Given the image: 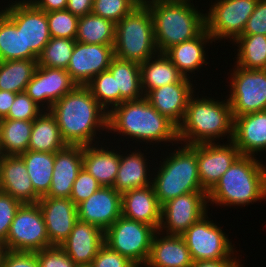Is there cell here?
I'll use <instances>...</instances> for the list:
<instances>
[{"instance_id":"cell-35","label":"cell","mask_w":266,"mask_h":267,"mask_svg":"<svg viewBox=\"0 0 266 267\" xmlns=\"http://www.w3.org/2000/svg\"><path fill=\"white\" fill-rule=\"evenodd\" d=\"M233 45L237 46V55L233 58L235 65L244 69H266L265 35L242 34Z\"/></svg>"},{"instance_id":"cell-30","label":"cell","mask_w":266,"mask_h":267,"mask_svg":"<svg viewBox=\"0 0 266 267\" xmlns=\"http://www.w3.org/2000/svg\"><path fill=\"white\" fill-rule=\"evenodd\" d=\"M141 86L144 95L167 84L181 82L185 76L165 53H157L140 64Z\"/></svg>"},{"instance_id":"cell-28","label":"cell","mask_w":266,"mask_h":267,"mask_svg":"<svg viewBox=\"0 0 266 267\" xmlns=\"http://www.w3.org/2000/svg\"><path fill=\"white\" fill-rule=\"evenodd\" d=\"M161 207L152 185L121 194L122 216L152 226L156 231L161 224Z\"/></svg>"},{"instance_id":"cell-54","label":"cell","mask_w":266,"mask_h":267,"mask_svg":"<svg viewBox=\"0 0 266 267\" xmlns=\"http://www.w3.org/2000/svg\"><path fill=\"white\" fill-rule=\"evenodd\" d=\"M139 4L149 5L156 2L194 1V0H138Z\"/></svg>"},{"instance_id":"cell-47","label":"cell","mask_w":266,"mask_h":267,"mask_svg":"<svg viewBox=\"0 0 266 267\" xmlns=\"http://www.w3.org/2000/svg\"><path fill=\"white\" fill-rule=\"evenodd\" d=\"M36 255L40 267H77L59 246H52L36 251Z\"/></svg>"},{"instance_id":"cell-39","label":"cell","mask_w":266,"mask_h":267,"mask_svg":"<svg viewBox=\"0 0 266 267\" xmlns=\"http://www.w3.org/2000/svg\"><path fill=\"white\" fill-rule=\"evenodd\" d=\"M75 42V39L51 37L38 57V65L66 70Z\"/></svg>"},{"instance_id":"cell-19","label":"cell","mask_w":266,"mask_h":267,"mask_svg":"<svg viewBox=\"0 0 266 267\" xmlns=\"http://www.w3.org/2000/svg\"><path fill=\"white\" fill-rule=\"evenodd\" d=\"M51 246H60L78 221L77 206L70 198L44 196L38 201Z\"/></svg>"},{"instance_id":"cell-32","label":"cell","mask_w":266,"mask_h":267,"mask_svg":"<svg viewBox=\"0 0 266 267\" xmlns=\"http://www.w3.org/2000/svg\"><path fill=\"white\" fill-rule=\"evenodd\" d=\"M66 146L57 121L50 111H43L33 120L28 150L56 153Z\"/></svg>"},{"instance_id":"cell-36","label":"cell","mask_w":266,"mask_h":267,"mask_svg":"<svg viewBox=\"0 0 266 267\" xmlns=\"http://www.w3.org/2000/svg\"><path fill=\"white\" fill-rule=\"evenodd\" d=\"M37 66L38 59L0 61V90L24 92Z\"/></svg>"},{"instance_id":"cell-12","label":"cell","mask_w":266,"mask_h":267,"mask_svg":"<svg viewBox=\"0 0 266 267\" xmlns=\"http://www.w3.org/2000/svg\"><path fill=\"white\" fill-rule=\"evenodd\" d=\"M205 11L208 34L214 43L227 40L232 44L242 35L247 20L253 14L259 0H214ZM230 40H229V39Z\"/></svg>"},{"instance_id":"cell-1","label":"cell","mask_w":266,"mask_h":267,"mask_svg":"<svg viewBox=\"0 0 266 267\" xmlns=\"http://www.w3.org/2000/svg\"><path fill=\"white\" fill-rule=\"evenodd\" d=\"M107 133H115L114 141L117 140L114 143L118 142L117 144H119L125 141L123 143L125 148L130 141H133L131 144L137 143V147L142 144L141 148H144V144L152 145L150 151L155 149L153 148L154 144H156L154 147L158 145L169 147L171 144L174 146V144L179 143L178 127L166 116L161 115L145 97L138 100L124 101L113 107L108 112ZM115 136L122 137L115 138ZM125 138L132 140L129 141Z\"/></svg>"},{"instance_id":"cell-21","label":"cell","mask_w":266,"mask_h":267,"mask_svg":"<svg viewBox=\"0 0 266 267\" xmlns=\"http://www.w3.org/2000/svg\"><path fill=\"white\" fill-rule=\"evenodd\" d=\"M119 146L120 162L113 188L117 192L122 194L129 190L150 186L153 176V170L151 171V166L153 167V161L156 158L155 156L154 158L153 156L152 158H149L150 156H147V154H150L152 152H142L143 149H141L140 147L138 149L137 146L133 147L135 149L132 148L131 150H124V148H122L121 150L122 146ZM147 157L153 160L151 161ZM149 161H151V163ZM150 164L152 165L150 166Z\"/></svg>"},{"instance_id":"cell-8","label":"cell","mask_w":266,"mask_h":267,"mask_svg":"<svg viewBox=\"0 0 266 267\" xmlns=\"http://www.w3.org/2000/svg\"><path fill=\"white\" fill-rule=\"evenodd\" d=\"M208 215L207 213L198 222L192 224L181 235L190 251L193 262L239 258V250H236L235 244L228 238V234L222 230L223 226L221 227V224L219 225L213 221L211 214L210 218Z\"/></svg>"},{"instance_id":"cell-15","label":"cell","mask_w":266,"mask_h":267,"mask_svg":"<svg viewBox=\"0 0 266 267\" xmlns=\"http://www.w3.org/2000/svg\"><path fill=\"white\" fill-rule=\"evenodd\" d=\"M76 86L67 70L38 65L24 92L44 111H49L56 101Z\"/></svg>"},{"instance_id":"cell-29","label":"cell","mask_w":266,"mask_h":267,"mask_svg":"<svg viewBox=\"0 0 266 267\" xmlns=\"http://www.w3.org/2000/svg\"><path fill=\"white\" fill-rule=\"evenodd\" d=\"M193 260L181 235H167L157 230L144 267H191Z\"/></svg>"},{"instance_id":"cell-18","label":"cell","mask_w":266,"mask_h":267,"mask_svg":"<svg viewBox=\"0 0 266 267\" xmlns=\"http://www.w3.org/2000/svg\"><path fill=\"white\" fill-rule=\"evenodd\" d=\"M195 79L185 77L181 82L150 90L145 98L161 115L166 116L178 127L185 117L190 97L196 90H199L198 94L200 92V89L196 88L198 84H193V81L198 83Z\"/></svg>"},{"instance_id":"cell-55","label":"cell","mask_w":266,"mask_h":267,"mask_svg":"<svg viewBox=\"0 0 266 267\" xmlns=\"http://www.w3.org/2000/svg\"><path fill=\"white\" fill-rule=\"evenodd\" d=\"M4 252H5L4 244L0 243V267H1V261H2V257H3Z\"/></svg>"},{"instance_id":"cell-52","label":"cell","mask_w":266,"mask_h":267,"mask_svg":"<svg viewBox=\"0 0 266 267\" xmlns=\"http://www.w3.org/2000/svg\"><path fill=\"white\" fill-rule=\"evenodd\" d=\"M240 261L239 258L194 261L191 267H235Z\"/></svg>"},{"instance_id":"cell-34","label":"cell","mask_w":266,"mask_h":267,"mask_svg":"<svg viewBox=\"0 0 266 267\" xmlns=\"http://www.w3.org/2000/svg\"><path fill=\"white\" fill-rule=\"evenodd\" d=\"M33 121L0 119L2 155H20L28 150Z\"/></svg>"},{"instance_id":"cell-20","label":"cell","mask_w":266,"mask_h":267,"mask_svg":"<svg viewBox=\"0 0 266 267\" xmlns=\"http://www.w3.org/2000/svg\"><path fill=\"white\" fill-rule=\"evenodd\" d=\"M78 220L93 224L104 232L122 215L121 193L101 186L77 206Z\"/></svg>"},{"instance_id":"cell-50","label":"cell","mask_w":266,"mask_h":267,"mask_svg":"<svg viewBox=\"0 0 266 267\" xmlns=\"http://www.w3.org/2000/svg\"><path fill=\"white\" fill-rule=\"evenodd\" d=\"M94 0H67V10L81 17L92 13Z\"/></svg>"},{"instance_id":"cell-27","label":"cell","mask_w":266,"mask_h":267,"mask_svg":"<svg viewBox=\"0 0 266 267\" xmlns=\"http://www.w3.org/2000/svg\"><path fill=\"white\" fill-rule=\"evenodd\" d=\"M213 42L205 28L197 37L172 46L165 54L185 77L192 79L196 75L195 73H198L199 70L201 73L202 67L204 65L206 67L210 63L206 49Z\"/></svg>"},{"instance_id":"cell-48","label":"cell","mask_w":266,"mask_h":267,"mask_svg":"<svg viewBox=\"0 0 266 267\" xmlns=\"http://www.w3.org/2000/svg\"><path fill=\"white\" fill-rule=\"evenodd\" d=\"M1 267H40L36 252L5 250Z\"/></svg>"},{"instance_id":"cell-56","label":"cell","mask_w":266,"mask_h":267,"mask_svg":"<svg viewBox=\"0 0 266 267\" xmlns=\"http://www.w3.org/2000/svg\"><path fill=\"white\" fill-rule=\"evenodd\" d=\"M244 265L242 264V261L239 262L235 267H243Z\"/></svg>"},{"instance_id":"cell-16","label":"cell","mask_w":266,"mask_h":267,"mask_svg":"<svg viewBox=\"0 0 266 267\" xmlns=\"http://www.w3.org/2000/svg\"><path fill=\"white\" fill-rule=\"evenodd\" d=\"M113 58L112 45L76 41L66 70L77 85L86 86L93 77L108 70Z\"/></svg>"},{"instance_id":"cell-43","label":"cell","mask_w":266,"mask_h":267,"mask_svg":"<svg viewBox=\"0 0 266 267\" xmlns=\"http://www.w3.org/2000/svg\"><path fill=\"white\" fill-rule=\"evenodd\" d=\"M43 111L30 96L25 92H20L16 94L8 115L3 119L33 121Z\"/></svg>"},{"instance_id":"cell-2","label":"cell","mask_w":266,"mask_h":267,"mask_svg":"<svg viewBox=\"0 0 266 267\" xmlns=\"http://www.w3.org/2000/svg\"><path fill=\"white\" fill-rule=\"evenodd\" d=\"M49 111L55 117L67 145L85 146L105 142L102 135L106 137L107 134L108 112L87 86L77 85L56 101Z\"/></svg>"},{"instance_id":"cell-49","label":"cell","mask_w":266,"mask_h":267,"mask_svg":"<svg viewBox=\"0 0 266 267\" xmlns=\"http://www.w3.org/2000/svg\"><path fill=\"white\" fill-rule=\"evenodd\" d=\"M242 34H262L266 36V0L258 1Z\"/></svg>"},{"instance_id":"cell-51","label":"cell","mask_w":266,"mask_h":267,"mask_svg":"<svg viewBox=\"0 0 266 267\" xmlns=\"http://www.w3.org/2000/svg\"><path fill=\"white\" fill-rule=\"evenodd\" d=\"M37 9L52 12L65 10L67 8V0H29Z\"/></svg>"},{"instance_id":"cell-22","label":"cell","mask_w":266,"mask_h":267,"mask_svg":"<svg viewBox=\"0 0 266 267\" xmlns=\"http://www.w3.org/2000/svg\"><path fill=\"white\" fill-rule=\"evenodd\" d=\"M233 118L232 142L241 155L258 157L266 153V110Z\"/></svg>"},{"instance_id":"cell-24","label":"cell","mask_w":266,"mask_h":267,"mask_svg":"<svg viewBox=\"0 0 266 267\" xmlns=\"http://www.w3.org/2000/svg\"><path fill=\"white\" fill-rule=\"evenodd\" d=\"M0 191L24 203H38L40 197L19 155H2L0 160Z\"/></svg>"},{"instance_id":"cell-42","label":"cell","mask_w":266,"mask_h":267,"mask_svg":"<svg viewBox=\"0 0 266 267\" xmlns=\"http://www.w3.org/2000/svg\"><path fill=\"white\" fill-rule=\"evenodd\" d=\"M138 5V0H94L92 13L117 24Z\"/></svg>"},{"instance_id":"cell-9","label":"cell","mask_w":266,"mask_h":267,"mask_svg":"<svg viewBox=\"0 0 266 267\" xmlns=\"http://www.w3.org/2000/svg\"><path fill=\"white\" fill-rule=\"evenodd\" d=\"M156 230L147 224L120 216L105 232L104 243L127 257L137 267H144Z\"/></svg>"},{"instance_id":"cell-46","label":"cell","mask_w":266,"mask_h":267,"mask_svg":"<svg viewBox=\"0 0 266 267\" xmlns=\"http://www.w3.org/2000/svg\"><path fill=\"white\" fill-rule=\"evenodd\" d=\"M92 267H137L127 257L112 250L105 243L100 247L97 255L94 257Z\"/></svg>"},{"instance_id":"cell-7","label":"cell","mask_w":266,"mask_h":267,"mask_svg":"<svg viewBox=\"0 0 266 267\" xmlns=\"http://www.w3.org/2000/svg\"><path fill=\"white\" fill-rule=\"evenodd\" d=\"M114 57L138 64L158 53L154 23L147 5L139 4L115 25Z\"/></svg>"},{"instance_id":"cell-11","label":"cell","mask_w":266,"mask_h":267,"mask_svg":"<svg viewBox=\"0 0 266 267\" xmlns=\"http://www.w3.org/2000/svg\"><path fill=\"white\" fill-rule=\"evenodd\" d=\"M7 3V5H2ZM0 4L1 11L22 31L24 59H38L50 40L46 12L29 0H9Z\"/></svg>"},{"instance_id":"cell-37","label":"cell","mask_w":266,"mask_h":267,"mask_svg":"<svg viewBox=\"0 0 266 267\" xmlns=\"http://www.w3.org/2000/svg\"><path fill=\"white\" fill-rule=\"evenodd\" d=\"M115 25L93 13L79 17L76 41L85 44H104L114 46Z\"/></svg>"},{"instance_id":"cell-31","label":"cell","mask_w":266,"mask_h":267,"mask_svg":"<svg viewBox=\"0 0 266 267\" xmlns=\"http://www.w3.org/2000/svg\"><path fill=\"white\" fill-rule=\"evenodd\" d=\"M108 71L115 78L116 106L145 97L141 86L140 64L114 57Z\"/></svg>"},{"instance_id":"cell-26","label":"cell","mask_w":266,"mask_h":267,"mask_svg":"<svg viewBox=\"0 0 266 267\" xmlns=\"http://www.w3.org/2000/svg\"><path fill=\"white\" fill-rule=\"evenodd\" d=\"M108 136L109 135L106 137L107 139H103L106 140L105 143L101 142L83 146V168H85L101 186L113 187L119 169L120 147L116 145L114 148L113 145H108Z\"/></svg>"},{"instance_id":"cell-3","label":"cell","mask_w":266,"mask_h":267,"mask_svg":"<svg viewBox=\"0 0 266 267\" xmlns=\"http://www.w3.org/2000/svg\"><path fill=\"white\" fill-rule=\"evenodd\" d=\"M202 92L205 96L195 92L189 99L183 122L178 126L179 144L220 143L226 138V142L232 141L234 118L227 97L216 99Z\"/></svg>"},{"instance_id":"cell-14","label":"cell","mask_w":266,"mask_h":267,"mask_svg":"<svg viewBox=\"0 0 266 267\" xmlns=\"http://www.w3.org/2000/svg\"><path fill=\"white\" fill-rule=\"evenodd\" d=\"M210 210L206 191H194L178 196L161 207L159 231L167 235H182Z\"/></svg>"},{"instance_id":"cell-33","label":"cell","mask_w":266,"mask_h":267,"mask_svg":"<svg viewBox=\"0 0 266 267\" xmlns=\"http://www.w3.org/2000/svg\"><path fill=\"white\" fill-rule=\"evenodd\" d=\"M27 167L35 193L44 197L50 190L55 153L27 150L19 155Z\"/></svg>"},{"instance_id":"cell-45","label":"cell","mask_w":266,"mask_h":267,"mask_svg":"<svg viewBox=\"0 0 266 267\" xmlns=\"http://www.w3.org/2000/svg\"><path fill=\"white\" fill-rule=\"evenodd\" d=\"M21 202L0 191V243H5L11 223Z\"/></svg>"},{"instance_id":"cell-17","label":"cell","mask_w":266,"mask_h":267,"mask_svg":"<svg viewBox=\"0 0 266 267\" xmlns=\"http://www.w3.org/2000/svg\"><path fill=\"white\" fill-rule=\"evenodd\" d=\"M240 156L232 141L197 144L198 174L202 188L208 193Z\"/></svg>"},{"instance_id":"cell-41","label":"cell","mask_w":266,"mask_h":267,"mask_svg":"<svg viewBox=\"0 0 266 267\" xmlns=\"http://www.w3.org/2000/svg\"><path fill=\"white\" fill-rule=\"evenodd\" d=\"M50 37L76 39L79 17L67 9L46 12Z\"/></svg>"},{"instance_id":"cell-25","label":"cell","mask_w":266,"mask_h":267,"mask_svg":"<svg viewBox=\"0 0 266 267\" xmlns=\"http://www.w3.org/2000/svg\"><path fill=\"white\" fill-rule=\"evenodd\" d=\"M104 244V231L96 225L78 220L67 239L59 246L77 265H91Z\"/></svg>"},{"instance_id":"cell-57","label":"cell","mask_w":266,"mask_h":267,"mask_svg":"<svg viewBox=\"0 0 266 267\" xmlns=\"http://www.w3.org/2000/svg\"><path fill=\"white\" fill-rule=\"evenodd\" d=\"M77 267H92L91 265H80V266H77Z\"/></svg>"},{"instance_id":"cell-6","label":"cell","mask_w":266,"mask_h":267,"mask_svg":"<svg viewBox=\"0 0 266 267\" xmlns=\"http://www.w3.org/2000/svg\"><path fill=\"white\" fill-rule=\"evenodd\" d=\"M193 3L175 1L147 5L152 14L155 44L159 53L197 37L206 28V12L202 7L198 8V3Z\"/></svg>"},{"instance_id":"cell-10","label":"cell","mask_w":266,"mask_h":267,"mask_svg":"<svg viewBox=\"0 0 266 267\" xmlns=\"http://www.w3.org/2000/svg\"><path fill=\"white\" fill-rule=\"evenodd\" d=\"M226 78V94L233 117L266 110V69H244L232 65Z\"/></svg>"},{"instance_id":"cell-23","label":"cell","mask_w":266,"mask_h":267,"mask_svg":"<svg viewBox=\"0 0 266 267\" xmlns=\"http://www.w3.org/2000/svg\"><path fill=\"white\" fill-rule=\"evenodd\" d=\"M83 168V146L67 145L55 153L50 190L46 196L70 198L73 183Z\"/></svg>"},{"instance_id":"cell-13","label":"cell","mask_w":266,"mask_h":267,"mask_svg":"<svg viewBox=\"0 0 266 267\" xmlns=\"http://www.w3.org/2000/svg\"><path fill=\"white\" fill-rule=\"evenodd\" d=\"M5 250L36 252L52 247L38 203H24L11 223Z\"/></svg>"},{"instance_id":"cell-44","label":"cell","mask_w":266,"mask_h":267,"mask_svg":"<svg viewBox=\"0 0 266 267\" xmlns=\"http://www.w3.org/2000/svg\"><path fill=\"white\" fill-rule=\"evenodd\" d=\"M100 187L98 181L85 168H82L73 183L70 199L78 206Z\"/></svg>"},{"instance_id":"cell-38","label":"cell","mask_w":266,"mask_h":267,"mask_svg":"<svg viewBox=\"0 0 266 267\" xmlns=\"http://www.w3.org/2000/svg\"><path fill=\"white\" fill-rule=\"evenodd\" d=\"M24 59L22 31L0 10V61Z\"/></svg>"},{"instance_id":"cell-40","label":"cell","mask_w":266,"mask_h":267,"mask_svg":"<svg viewBox=\"0 0 266 267\" xmlns=\"http://www.w3.org/2000/svg\"><path fill=\"white\" fill-rule=\"evenodd\" d=\"M86 86L90 89L92 96L107 112L116 106L115 78L108 70L93 77Z\"/></svg>"},{"instance_id":"cell-4","label":"cell","mask_w":266,"mask_h":267,"mask_svg":"<svg viewBox=\"0 0 266 267\" xmlns=\"http://www.w3.org/2000/svg\"><path fill=\"white\" fill-rule=\"evenodd\" d=\"M258 159L241 155L207 193L209 206L241 209L266 201V162Z\"/></svg>"},{"instance_id":"cell-5","label":"cell","mask_w":266,"mask_h":267,"mask_svg":"<svg viewBox=\"0 0 266 267\" xmlns=\"http://www.w3.org/2000/svg\"><path fill=\"white\" fill-rule=\"evenodd\" d=\"M175 146L174 148L172 146V149L167 148L166 150L171 151H165V155L161 152L159 159L162 160L158 163L156 158L155 167L159 165L156 168L152 167L154 171L151 185L161 206L178 196L194 191H205L198 174L197 144H181L179 147L178 143Z\"/></svg>"},{"instance_id":"cell-53","label":"cell","mask_w":266,"mask_h":267,"mask_svg":"<svg viewBox=\"0 0 266 267\" xmlns=\"http://www.w3.org/2000/svg\"><path fill=\"white\" fill-rule=\"evenodd\" d=\"M16 94L10 91L0 90V119L8 115Z\"/></svg>"}]
</instances>
